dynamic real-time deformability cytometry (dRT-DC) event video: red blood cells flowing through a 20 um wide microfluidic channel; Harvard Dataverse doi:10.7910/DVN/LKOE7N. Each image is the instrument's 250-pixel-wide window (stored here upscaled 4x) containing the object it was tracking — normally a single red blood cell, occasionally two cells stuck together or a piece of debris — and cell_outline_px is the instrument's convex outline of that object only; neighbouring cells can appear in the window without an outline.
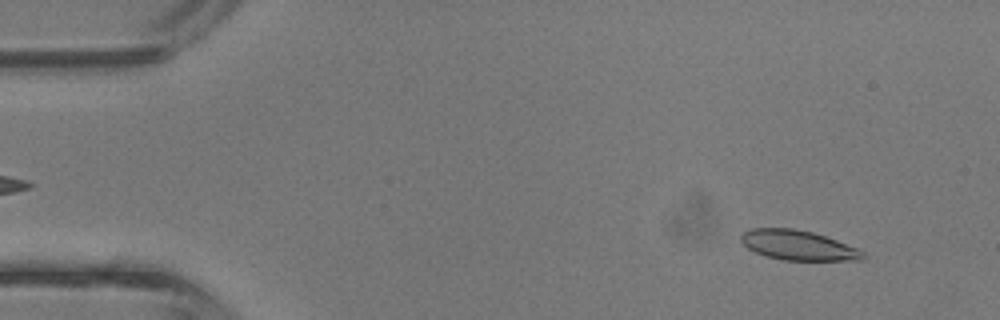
{"species": "common noctule bat (a hibernating species)", "species_latin": "Nyctalus noctula", "temperature_condition": "room temperature", "stored_images_in_passage": 4, "camera_frame_rate_fps": 3000, "um_per_image_px": 0.085, "animal": {"sex": "male", "body_mass_g": 13.3}, "frame": {"image": 1, "passage_image": 1, "time_ms": 0.0, "image_size_px": [1000, 320], "cell_outline_px": [[864, 260], [784, 260], [764, 256], [748, 248], [740, 240], [740, 236], [744, 232], [752, 228], [792, 228], [812, 232], [860, 248], [864, 252]], "centroid_in_image_um": [67.85, 20.85], "position_along_channel_um": 17.1, "area_um2": 21.15}}
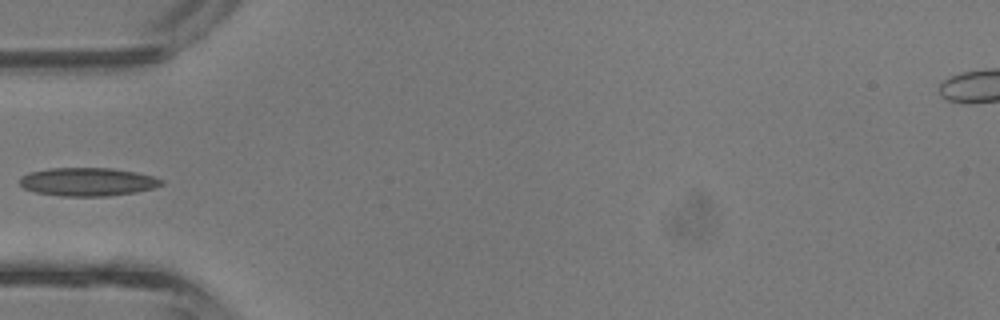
{"frame": {"image": 2, "passage_image": 4, "time_ms": 1.0, "image_size_px": [1000, 320], "cell_outline_px": [[164, 184], [152, 188], [136, 192], [108, 196], [60, 196], [36, 192], [24, 188], [20, 184], [20, 176], [28, 172], [48, 168], [112, 168], [136, 172], [152, 176], [164, 180]], "centroid_in_image_um": [7.44, 15.45], "position_along_channel_um": 77.6, "area_um2": 23.47}}